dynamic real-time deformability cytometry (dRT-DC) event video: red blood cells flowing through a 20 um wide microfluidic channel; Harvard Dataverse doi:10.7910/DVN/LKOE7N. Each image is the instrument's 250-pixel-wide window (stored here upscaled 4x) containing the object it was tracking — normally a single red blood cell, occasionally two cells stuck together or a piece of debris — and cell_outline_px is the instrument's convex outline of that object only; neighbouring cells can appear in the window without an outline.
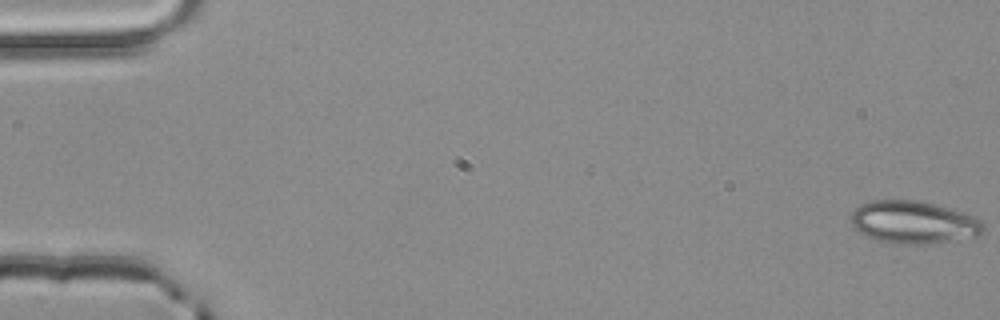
{"species": "common noctule bat (a hibernating species)", "species_latin": "Nyctalus noctula", "temperature_condition": "room temperature", "stored_images_in_passage": 5, "camera_frame_rate_fps": 3000, "um_per_image_px": 0.085, "animal": {"sex": "male", "body_mass_g": 20.4}, "frame": {"image": 1, "passage_image": 1, "time_ms": 0.0, "image_size_px": [1000, 320], "cell_outline_px": [[984, 232], [980, 236], [920, 244], [900, 244], [880, 240], [868, 236], [860, 232], [852, 224], [848, 216], [860, 204], [872, 200], [920, 200], [964, 212], [980, 220], [984, 224]], "centroid_in_image_um": [77.65, 18.87], "position_along_channel_um": 7.3, "area_um2": 32.77}}